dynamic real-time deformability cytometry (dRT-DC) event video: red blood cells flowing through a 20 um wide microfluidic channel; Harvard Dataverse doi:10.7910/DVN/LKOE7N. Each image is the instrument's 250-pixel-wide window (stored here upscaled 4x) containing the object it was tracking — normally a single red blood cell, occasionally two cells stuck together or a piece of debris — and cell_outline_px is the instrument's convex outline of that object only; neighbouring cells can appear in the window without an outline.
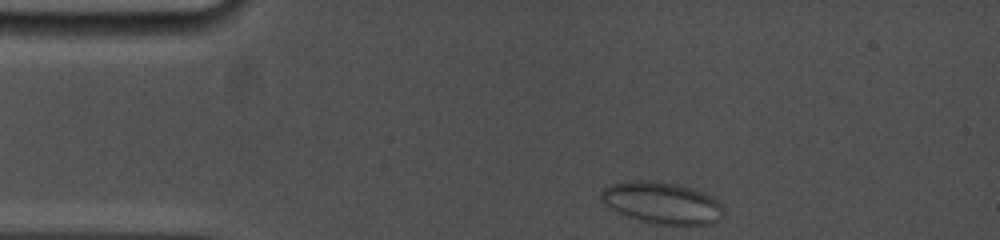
{"species": "common noctule bat (a hibernating species)", "species_latin": "Nyctalus noctula", "temperature_condition": "cold", "stored_images_in_passage": 4, "camera_frame_rate_fps": 5000, "um_per_image_px": 0.085, "animal": {"sex": "female", "body_mass_g": 19.0, "forearm_length_mm": 53.3}, "frame": {"image": 1, "passage_image": 1, "time_ms": 0.0, "image_size_px": [1000, 240], "cell_outline_px": [[724, 212], [716, 220], [708, 224], [656, 224], [640, 220], [628, 216], [612, 208], [600, 200], [600, 192], [604, 188], [612, 184], [632, 180], [640, 180], [676, 184], [692, 188], [712, 196], [724, 204]], "centroid_in_image_um": [56.29, 17.23], "position_along_channel_um": 28.7, "area_um2": 29.36}}
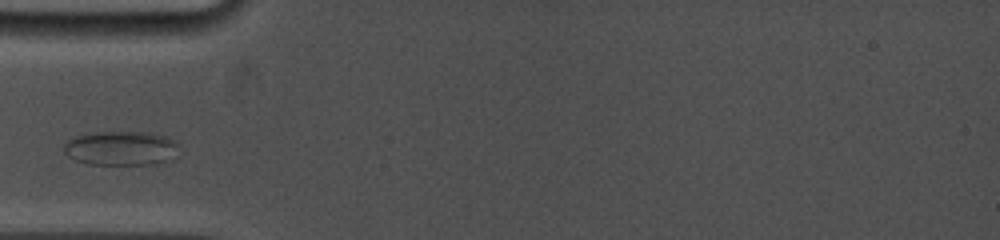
{"frame": {"image": 2, "passage_image": 3, "time_ms": 2.6, "image_size_px": [1000, 240], "cell_outline_px": [[180, 144], [164, 160], [156, 164], [88, 164], [76, 160], [68, 156], [64, 152], [64, 144], [68, 140], [76, 136], [92, 132], [148, 132], [164, 136], [176, 140]], "centroid_in_image_um": [10.21, 12.58], "position_along_channel_um": 74.8, "area_um2": 22.6}}
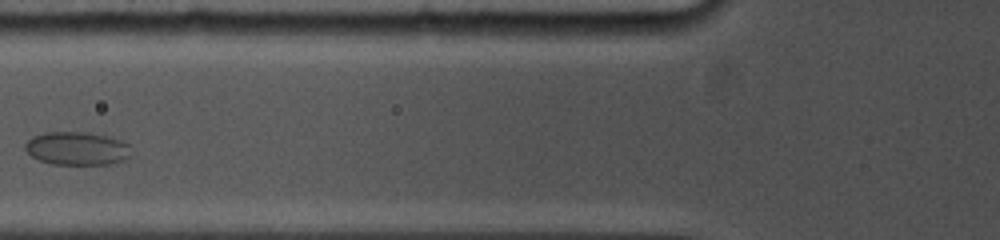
{"frame": {"image": 3, "passage_image": 4, "time_ms": 3.8, "image_size_px": [1000, 240], "cell_outline_px": [[132, 156], [124, 160], [108, 164], [52, 164], [40, 160], [32, 156], [24, 148], [24, 144], [32, 136], [44, 132], [92, 132], [108, 136], [132, 144]], "centroid_in_image_um": [6.6, 12.6], "position_along_channel_um": 119.2, "area_um2": 20.92}}